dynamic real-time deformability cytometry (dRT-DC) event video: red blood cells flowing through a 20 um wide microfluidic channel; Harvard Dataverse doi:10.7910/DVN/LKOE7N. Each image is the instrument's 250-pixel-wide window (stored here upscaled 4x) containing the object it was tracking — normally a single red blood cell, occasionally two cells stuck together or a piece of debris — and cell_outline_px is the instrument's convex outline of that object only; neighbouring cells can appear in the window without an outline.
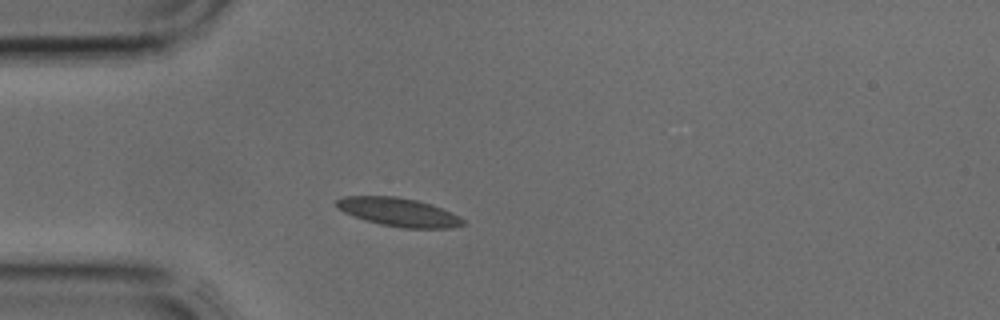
{"species": "common noctule bat (a hibernating species)", "species_latin": "Nyctalus noctula", "temperature_condition": "cold", "stored_images_in_passage": 1, "camera_frame_rate_fps": 3000, "um_per_image_px": 0.085, "animal": {"sex": "male", "body_mass_g": 17.9, "forearm_length_mm": 54.2}, "frame": {"image": 1, "passage_image": 1, "time_ms": 0.0, "image_size_px": [1000, 320], "cell_outline_px": [[464, 224], [452, 228], [404, 228], [380, 224], [364, 220], [344, 212], [336, 208], [336, 200], [344, 196], [396, 196], [416, 200], [432, 204], [460, 216], [464, 220]], "centroid_in_image_um": [33.88, 18.03], "position_along_channel_um": 51.1, "area_um2": 21.04}}